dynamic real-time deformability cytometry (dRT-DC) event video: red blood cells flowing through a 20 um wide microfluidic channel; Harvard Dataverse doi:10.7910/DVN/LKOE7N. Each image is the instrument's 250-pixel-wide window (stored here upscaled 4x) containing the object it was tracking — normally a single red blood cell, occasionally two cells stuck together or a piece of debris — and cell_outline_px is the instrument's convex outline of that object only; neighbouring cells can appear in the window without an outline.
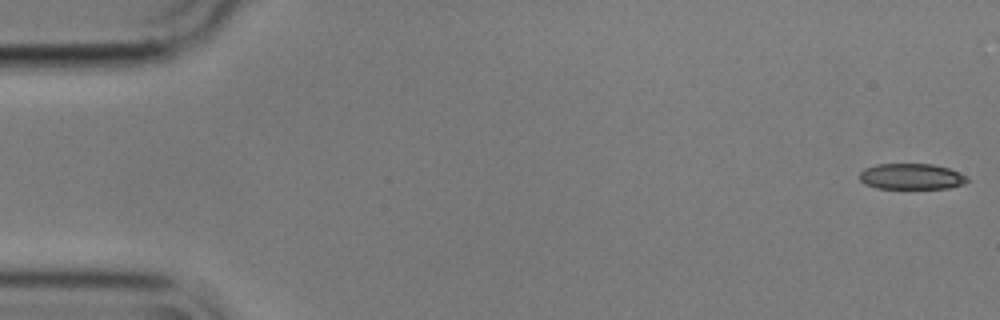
{"species": "common noctule bat (a hibernating species)", "species_latin": "Nyctalus noctula", "temperature_condition": "cold", "stored_images_in_passage": 55, "camera_frame_rate_fps": 3000, "um_per_image_px": 0.085, "animal": {"sex": "male", "body_mass_g": 17.9}, "frame": {"image": 1, "passage_image": 1, "time_ms": 0.0, "image_size_px": [1000, 320], "cell_outline_px": [[968, 180], [964, 184], [948, 188], [876, 188], [864, 184], [860, 180], [860, 172], [864, 168], [876, 164], [932, 164], [948, 168], [968, 176]], "centroid_in_image_um": [77.46, 15.0], "position_along_channel_um": 7.5, "area_um2": 16.24}}
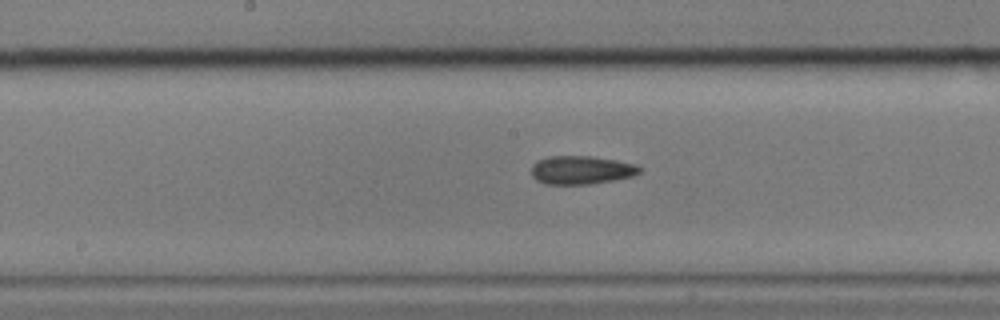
{"frame": {"image": 2, "passage_image": 28, "time_ms": 9.0, "image_size_px": [1000, 320], "cell_outline_px": [[644, 168], [640, 172], [632, 176], [612, 180], [588, 184], [544, 184], [536, 180], [532, 176], [532, 164], [548, 156], [592, 156], [616, 160], [636, 164]], "centroid_in_image_um": [49.42, 14.45], "position_along_channel_um": 198.8, "area_um2": 17.92}}
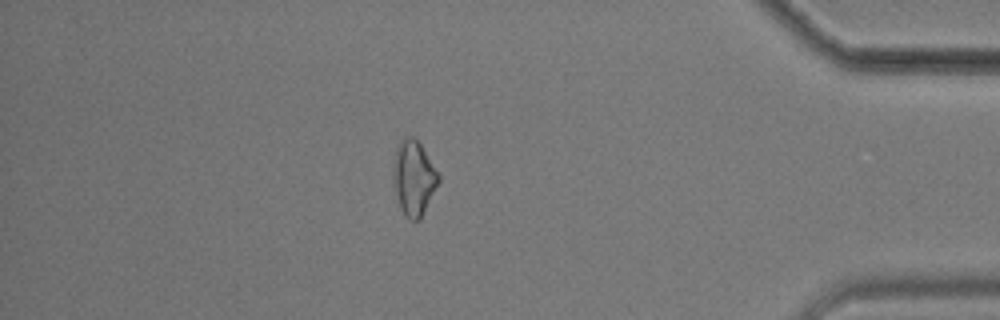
{"frame": {"image": 3, "passage_image": 48, "time_ms": 15.667, "image_size_px": [1000, 320], "cell_outline_px": [[440, 180], [420, 220], [408, 220], [400, 208], [396, 192], [392, 168], [396, 148], [400, 140], [408, 136], [412, 136], [420, 144], [440, 176]], "centroid_in_image_um": [35.16, 15.13], "position_along_channel_um": 400.0, "area_um2": 19.48}, "authors_computed_cell_mechanics": {"area_um2": 17.8602, "velocity_mm_per_s": 3.5819, "shape_relaxation_time_tau1_ms": 4.1722, "shape_relaxation_time_tau2_ms": 8.026, "deformation_change_tau1": 0.1045, "deformation_change_tau2": 0.1993}}